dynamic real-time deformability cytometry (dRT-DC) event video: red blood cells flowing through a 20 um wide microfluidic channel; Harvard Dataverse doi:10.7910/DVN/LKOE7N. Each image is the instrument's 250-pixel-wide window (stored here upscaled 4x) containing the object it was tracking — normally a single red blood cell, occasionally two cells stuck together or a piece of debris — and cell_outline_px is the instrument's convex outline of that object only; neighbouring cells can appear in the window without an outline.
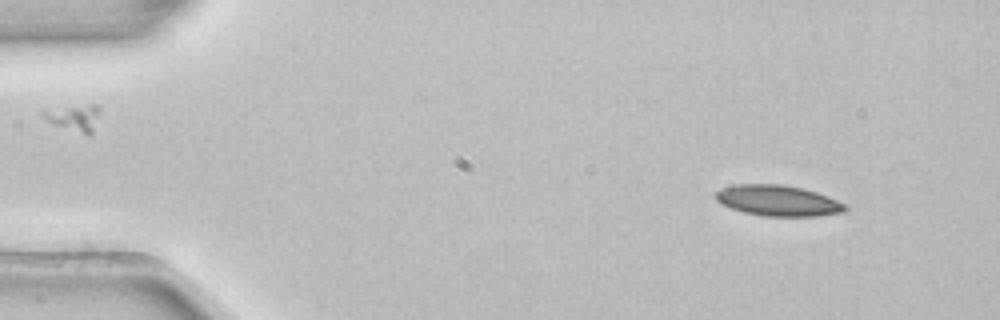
{"species": "common noctule bat (a hibernating species)", "species_latin": "Nyctalus noctula", "temperature_condition": "room temperature", "stored_images_in_passage": 3, "camera_frame_rate_fps": 3000, "um_per_image_px": 0.085, "animal": {"sex": "female", "body_mass_g": 22.7, "forearm_length_mm": 54.2}, "frame": {"image": 1, "passage_image": 1, "time_ms": 0.0, "image_size_px": [1000, 320], "cell_outline_px": [[848, 208], [844, 212], [816, 216], [764, 216], [744, 212], [720, 204], [716, 200], [716, 192], [720, 188], [736, 184], [780, 184], [804, 188], [828, 196], [844, 204]], "centroid_in_image_um": [66.11, 17.05], "position_along_channel_um": 18.9, "area_um2": 23.24}}